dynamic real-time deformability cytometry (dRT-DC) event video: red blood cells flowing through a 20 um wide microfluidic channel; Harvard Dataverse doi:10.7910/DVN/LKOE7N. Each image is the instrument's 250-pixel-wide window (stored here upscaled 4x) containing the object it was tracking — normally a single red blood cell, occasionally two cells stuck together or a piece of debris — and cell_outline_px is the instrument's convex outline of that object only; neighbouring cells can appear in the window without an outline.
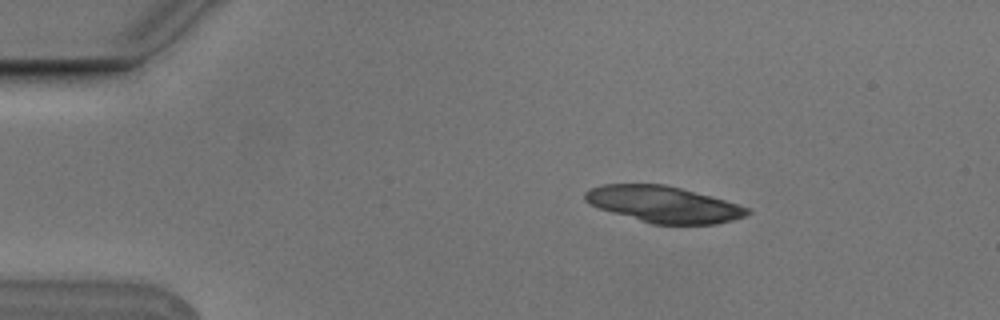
{"species": "Egyptian fruit bat (a non-hibernating species)", "species_latin": "Rousettus aegyptiacus", "temperature_condition": "cold", "stored_images_in_passage": 4, "camera_frame_rate_fps": 3000, "um_per_image_px": 0.085, "animal": {"sex": "male"}, "frame": {"image": 1, "passage_image": 2, "time_ms": 0.333, "image_size_px": [1000, 320], "cell_outline_px": [[752, 212], [744, 216], [732, 220], [716, 224], [652, 224], [612, 212], [588, 204], [584, 200], [584, 192], [592, 188], [604, 184], [664, 184], [712, 196], [748, 208]], "centroid_in_image_um": [56.38, 17.36], "position_along_channel_um": 28.6, "area_um2": 34.04}}